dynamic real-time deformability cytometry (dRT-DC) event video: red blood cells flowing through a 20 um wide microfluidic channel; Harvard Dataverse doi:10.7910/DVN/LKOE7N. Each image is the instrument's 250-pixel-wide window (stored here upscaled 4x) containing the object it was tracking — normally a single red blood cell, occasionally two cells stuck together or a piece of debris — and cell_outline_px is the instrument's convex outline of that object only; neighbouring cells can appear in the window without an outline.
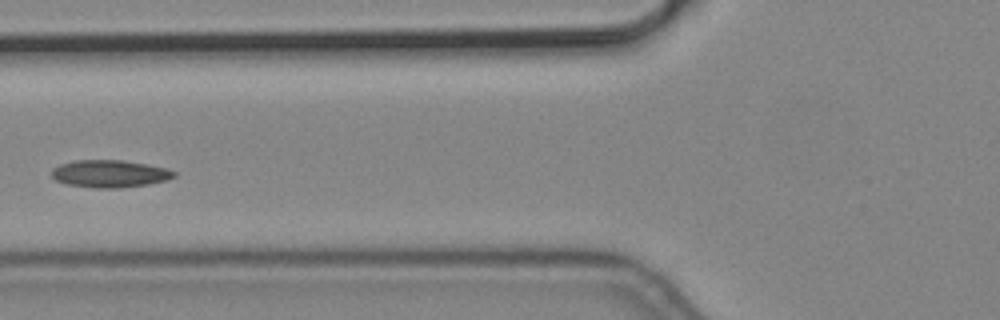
{"species": "common noctule bat (a hibernating species)", "species_latin": "Nyctalus noctula", "temperature_condition": "cold", "stored_images_in_passage": 9, "camera_frame_rate_fps": 3000, "um_per_image_px": 0.085, "animal": {"sex": "male", "body_mass_g": 19.2, "forearm_length_mm": 51.8}, "frame": {"image": 1, "passage_image": 6, "time_ms": 1.667, "image_size_px": [1000, 320], "cell_outline_px": [[176, 176], [168, 180], [148, 184], [120, 188], [92, 188], [64, 184], [56, 180], [52, 176], [52, 168], [60, 164], [76, 160], [120, 160], [148, 164], [168, 168], [176, 172]], "centroid_in_image_um": [9.34, 14.77], "position_along_channel_um": 116.5, "area_um2": 19.77}}
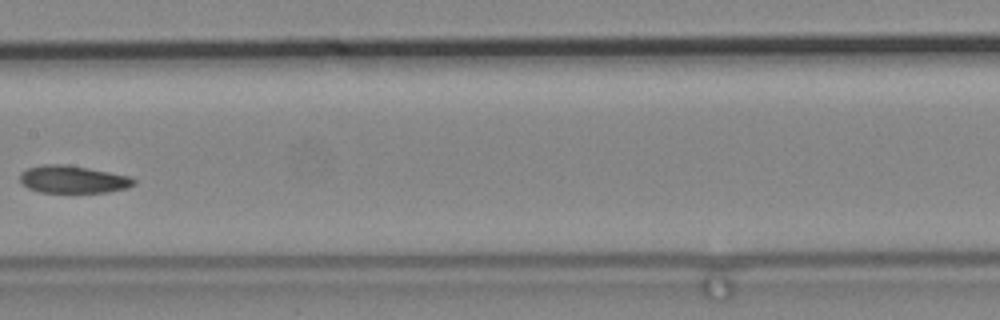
{"frame": {"image": 2, "passage_image": 8, "time_ms": 2.333, "image_size_px": [1000, 320], "cell_outline_px": [[136, 184], [128, 188], [108, 192], [40, 192], [28, 188], [20, 184], [20, 172], [28, 168], [40, 164], [64, 164], [88, 168], [128, 176], [136, 180]], "centroid_in_image_um": [6.17, 15.25], "position_along_channel_um": 201.2, "area_um2": 18.32}}
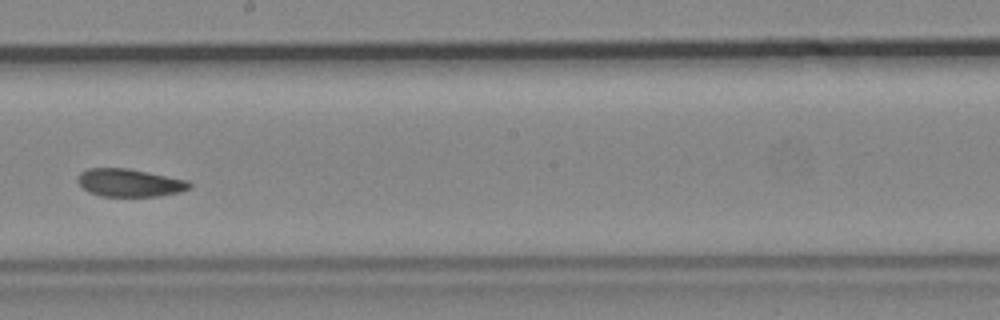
{"frame": {"image": 3, "passage_image": 9, "time_ms": 2.667, "image_size_px": [1000, 320], "cell_outline_px": [[192, 188], [180, 192], [160, 196], [100, 196], [88, 192], [76, 180], [80, 172], [88, 168], [128, 168], [188, 180], [192, 184]], "centroid_in_image_um": [11.03, 15.53], "position_along_channel_um": 237.2, "area_um2": 18.26}}